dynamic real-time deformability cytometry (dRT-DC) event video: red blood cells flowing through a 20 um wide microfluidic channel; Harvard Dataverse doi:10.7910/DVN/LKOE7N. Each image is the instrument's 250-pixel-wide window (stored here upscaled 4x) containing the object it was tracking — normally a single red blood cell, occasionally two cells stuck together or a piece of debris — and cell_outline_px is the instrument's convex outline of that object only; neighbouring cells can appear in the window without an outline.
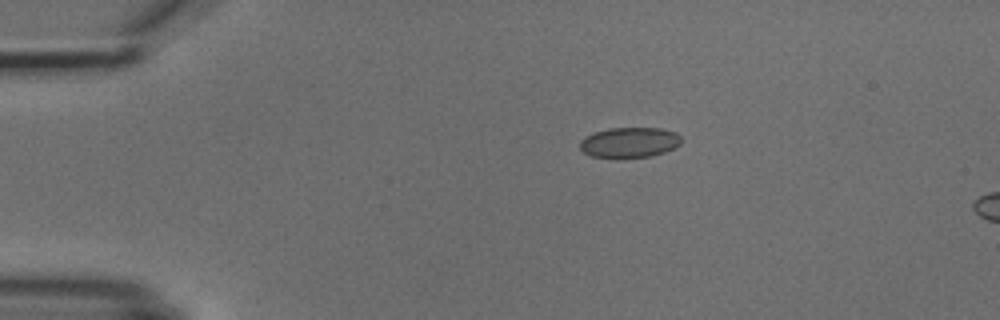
{"species": "common noctule bat (a hibernating species)", "species_latin": "Nyctalus noctula", "temperature_condition": "cold", "stored_images_in_passage": 3, "camera_frame_rate_fps": 3000, "um_per_image_px": 0.085, "animal": {"sex": "male", "body_mass_g": 18.8}, "frame": {"image": 1, "passage_image": 1, "time_ms": 0.0, "image_size_px": [1000, 320], "cell_outline_px": [[680, 144], [664, 152], [652, 156], [620, 160], [592, 156], [584, 152], [580, 148], [580, 140], [584, 136], [608, 128], [660, 128], [676, 132], [680, 136]], "centroid_in_image_um": [53.47, 12.14], "position_along_channel_um": 31.5, "area_um2": 18.32}}